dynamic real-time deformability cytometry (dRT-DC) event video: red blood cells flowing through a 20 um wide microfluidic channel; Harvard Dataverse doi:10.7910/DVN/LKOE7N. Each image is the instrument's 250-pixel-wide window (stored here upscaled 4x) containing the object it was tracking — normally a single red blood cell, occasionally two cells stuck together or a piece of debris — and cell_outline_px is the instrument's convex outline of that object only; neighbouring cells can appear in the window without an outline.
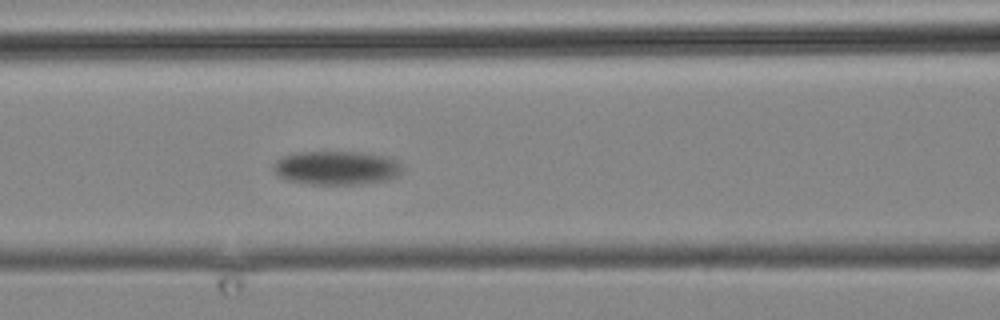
{"species": "common noctule bat (a hibernating species)", "species_latin": "Nyctalus noctula", "temperature_condition": "cold", "stored_images_in_passage": 9, "camera_frame_rate_fps": 3000, "um_per_image_px": 0.085, "animal": {"sex": "male", "body_mass_g": 19.2, "forearm_length_mm": 51.8}, "frame": {"image": 1, "passage_image": 9, "time_ms": 10.0, "image_size_px": [1000, 320], "cell_outline_px": [[404, 168], [396, 176], [388, 180], [360, 184], [308, 184], [284, 180], [272, 168], [272, 164], [276, 160], [284, 156], [296, 152], [360, 152], [384, 156], [400, 164]], "centroid_in_image_um": [28.55, 14.27], "position_along_channel_um": 138.0, "area_um2": 25.37}}